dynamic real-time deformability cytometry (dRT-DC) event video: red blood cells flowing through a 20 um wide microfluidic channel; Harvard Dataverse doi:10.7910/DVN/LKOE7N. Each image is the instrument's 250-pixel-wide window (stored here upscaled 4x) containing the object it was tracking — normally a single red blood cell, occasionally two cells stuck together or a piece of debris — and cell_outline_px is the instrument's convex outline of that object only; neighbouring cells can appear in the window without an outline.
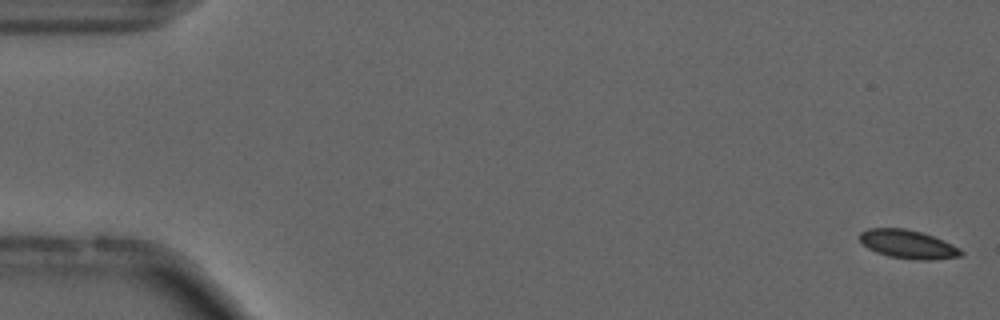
{"species": "common noctule bat (a hibernating species)", "species_latin": "Nyctalus noctula", "temperature_condition": "cold", "stored_images_in_passage": 55, "camera_frame_rate_fps": 3000, "um_per_image_px": 0.085, "animal": {"sex": "male", "forearm_length_mm": 52.5}, "frame": {"image": 1, "passage_image": 1, "time_ms": 0.0, "image_size_px": [1000, 320], "cell_outline_px": [[964, 252], [960, 256], [932, 260], [916, 260], [888, 256], [876, 252], [868, 248], [860, 240], [860, 232], [868, 228], [904, 228], [920, 232], [944, 240], [960, 248]], "centroid_in_image_um": [77.18, 20.76], "position_along_channel_um": 7.8, "area_um2": 16.82}}
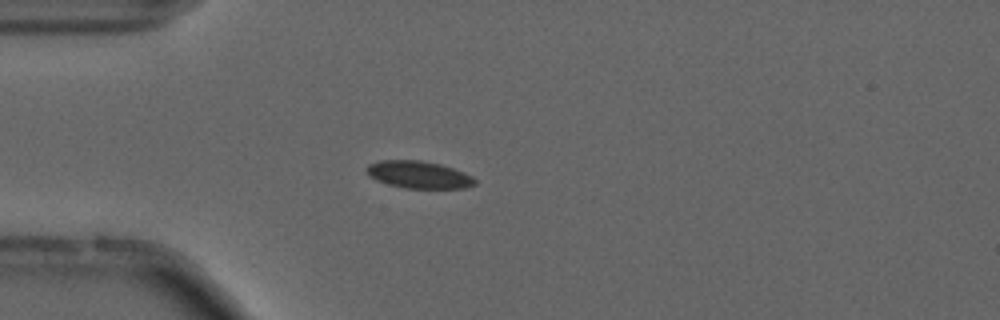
{"frame": {"image": 2, "passage_image": 15, "time_ms": 4.667, "image_size_px": [1000, 320], "cell_outline_px": [[476, 184], [464, 188], [404, 188], [388, 184], [376, 180], [368, 176], [364, 168], [368, 164], [380, 160], [420, 160], [440, 164], [464, 172], [472, 176], [476, 180]], "centroid_in_image_um": [35.55, 14.84], "position_along_channel_um": 49.4, "area_um2": 17.34}, "authors_computed_cell_mechanics": {"area_um2": 16.6464, "velocity_mm_per_s": 3.6904, "shape_relaxation_time_tau1_ms": 9.7841, "shape_relaxation_time_tau2_ms": 1.6563, "deformation_change_tau1": 0.1332, "deformation_change_tau2": 0.0632}}